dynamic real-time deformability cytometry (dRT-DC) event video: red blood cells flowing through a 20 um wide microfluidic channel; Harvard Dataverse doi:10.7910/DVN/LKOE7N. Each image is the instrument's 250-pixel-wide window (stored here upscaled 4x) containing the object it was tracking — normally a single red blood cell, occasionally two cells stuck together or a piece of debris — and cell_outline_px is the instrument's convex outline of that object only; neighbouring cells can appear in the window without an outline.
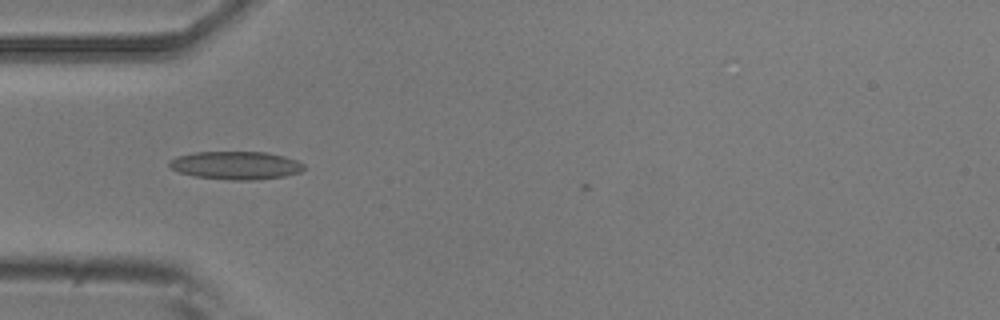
{"species": "common noctule bat (a hibernating species)", "species_latin": "Nyctalus noctula", "temperature_condition": "room temperature", "stored_images_in_passage": 4, "camera_frame_rate_fps": 3000, "um_per_image_px": 0.085, "animal": {"sex": "male", "body_mass_g": 20.5, "forearm_length_mm": 52.5}, "frame": {"image": 1, "passage_image": 2, "time_ms": 0.333, "image_size_px": [1000, 320], "cell_outline_px": [[304, 168], [300, 172], [284, 176], [256, 180], [232, 180], [196, 176], [180, 172], [172, 168], [168, 164], [168, 160], [176, 156], [196, 152], [264, 152], [284, 156], [296, 160], [304, 164]], "centroid_in_image_um": [20.04, 14.05], "position_along_channel_um": 65.0, "area_um2": 21.91}}